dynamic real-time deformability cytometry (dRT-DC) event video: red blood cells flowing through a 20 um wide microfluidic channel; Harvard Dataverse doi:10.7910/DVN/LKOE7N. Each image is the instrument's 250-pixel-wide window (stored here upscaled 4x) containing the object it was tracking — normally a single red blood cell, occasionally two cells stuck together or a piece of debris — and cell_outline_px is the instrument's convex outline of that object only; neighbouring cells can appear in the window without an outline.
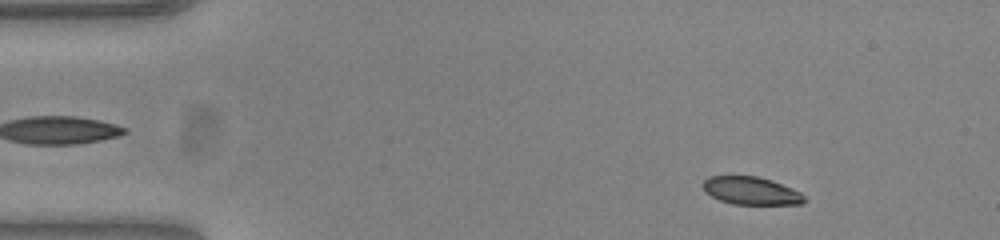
{"species": "common noctule bat (a hibernating species)", "species_latin": "Nyctalus noctula", "temperature_condition": "warm", "stored_images_in_passage": 51, "camera_frame_rate_fps": 3000, "um_per_image_px": 0.085, "animal": {"sex": "female", "body_mass_g": 23.0, "forearm_length_mm": 53.4}, "frame": {"image": 1, "passage_image": 5, "time_ms": 1.333, "image_size_px": [1000, 240], "cell_outline_px": [[808, 200], [800, 204], [732, 204], [720, 200], [704, 192], [704, 180], [708, 176], [756, 176], [772, 180], [792, 188], [800, 192]], "centroid_in_image_um": [63.86, 16.21], "position_along_channel_um": 21.1, "area_um2": 16.42}}
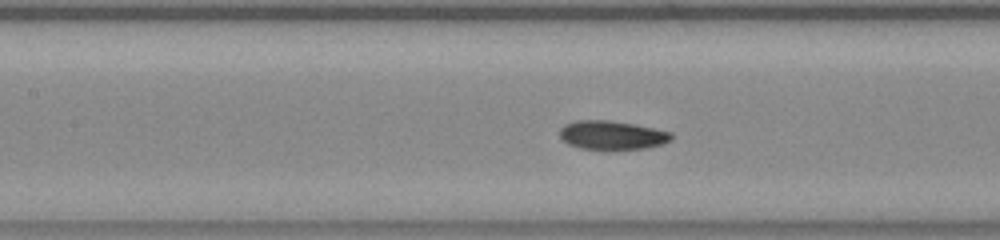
{"frame": {"image": 2, "passage_image": 22, "time_ms": 7.0, "image_size_px": [1000, 240], "cell_outline_px": [[672, 140], [648, 148], [612, 152], [604, 152], [580, 148], [568, 144], [560, 136], [560, 128], [564, 124], [576, 120], [608, 120], [636, 124], [672, 132]], "centroid_in_image_um": [52.02, 11.53], "position_along_channel_um": 155.4, "area_um2": 19.59}}
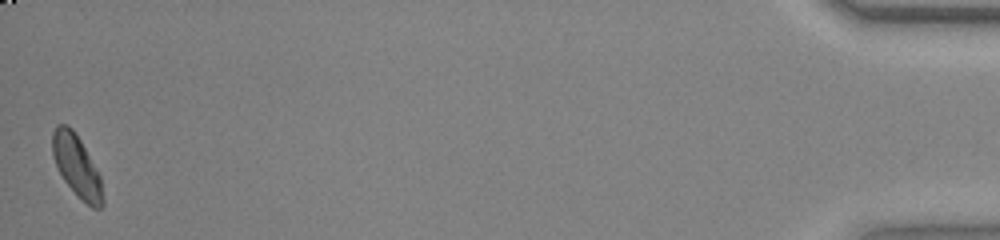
{"frame": {"image": 3, "passage_image": 51, "time_ms": 16.667, "image_size_px": [1000, 240], "cell_outline_px": [[104, 204], [100, 208], [92, 208], [64, 180], [52, 156], [52, 132], [56, 124], [68, 124], [72, 128], [80, 140], [100, 176], [104, 200]], "centroid_in_image_um": [6.51, 14.07], "position_along_channel_um": 428.7, "area_um2": 17.69}, "authors_computed_cell_mechanics": {"area_um2": 18.1492, "velocity_mm_per_s": 3.8426, "shape_relaxation_time_tau1_ms": 2.7742, "shape_relaxation_time_tau2_ms": null, "deformation_change_tau1": 0.0873, "deformation_change_tau2": null}}